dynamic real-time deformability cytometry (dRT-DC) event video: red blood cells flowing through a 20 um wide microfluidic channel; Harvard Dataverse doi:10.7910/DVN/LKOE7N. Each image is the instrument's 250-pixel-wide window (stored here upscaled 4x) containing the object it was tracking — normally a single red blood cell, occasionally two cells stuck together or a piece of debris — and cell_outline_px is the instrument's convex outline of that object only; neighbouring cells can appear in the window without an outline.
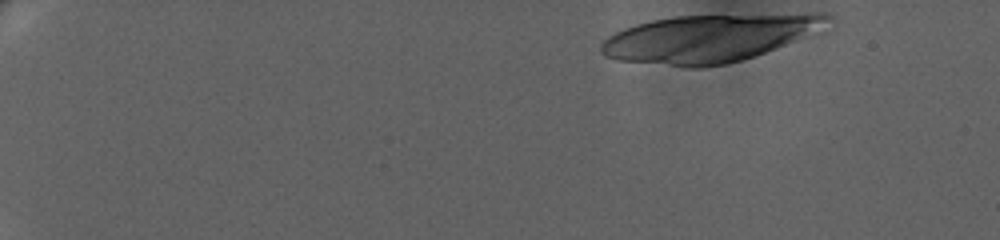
{"species": "human", "species_latin": "Homo sapiens", "temperature_condition": "warm", "stored_images_in_passage": 23, "segment_of_instrument_passage": [1, 2], "camera_frame_rate_fps": 3000, "um_per_image_px": 0.085, "donor": {"sex": "female"}, "frame": {"image": 1, "passage_image": 1, "time_ms": 0.0, "image_size_px": [1000, 240], "cell_outline_px": [[836, 20], [808, 36], [756, 56], [728, 64], [700, 68], [684, 68], [616, 60], [604, 56], [600, 52], [600, 44], [608, 36], [624, 28], [636, 24], [652, 20], [676, 16], [808, 12], [824, 12], [836, 16]], "centroid_in_image_um": [60.36, 3.23], "position_along_channel_um": 24.6, "area_um2": 64.45}}